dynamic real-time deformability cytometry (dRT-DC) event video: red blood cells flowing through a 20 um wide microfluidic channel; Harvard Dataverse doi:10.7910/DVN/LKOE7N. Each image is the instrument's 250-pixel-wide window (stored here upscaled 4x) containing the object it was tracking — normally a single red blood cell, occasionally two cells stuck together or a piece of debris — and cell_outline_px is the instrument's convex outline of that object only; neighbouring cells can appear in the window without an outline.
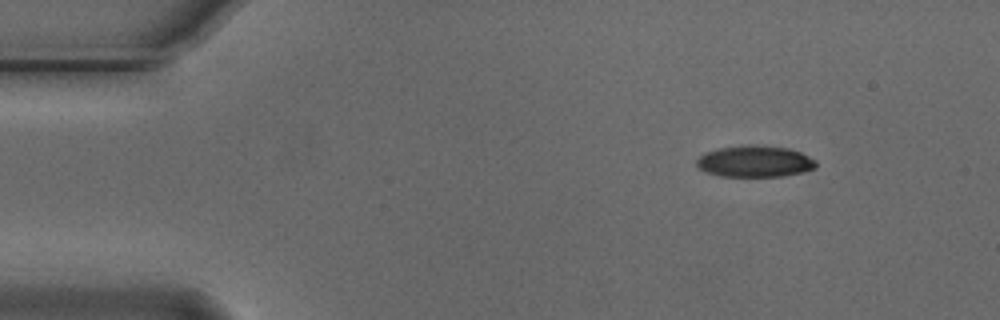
{"species": "Egyptian fruit bat (a non-hibernating species)", "species_latin": "Rousettus aegyptiacus", "temperature_condition": "cold", "stored_images_in_passage": 5, "camera_frame_rate_fps": 3000, "um_per_image_px": 0.085, "animal": {"sex": "male"}, "frame": {"image": 1, "passage_image": 1, "time_ms": 0.0, "image_size_px": [1000, 320], "cell_outline_px": [[816, 168], [804, 172], [784, 176], [720, 176], [704, 172], [696, 164], [696, 160], [700, 156], [708, 152], [720, 148], [788, 148], [800, 152], [816, 160]], "centroid_in_image_um": [64.19, 13.78], "position_along_channel_um": 20.8, "area_um2": 20.87}}
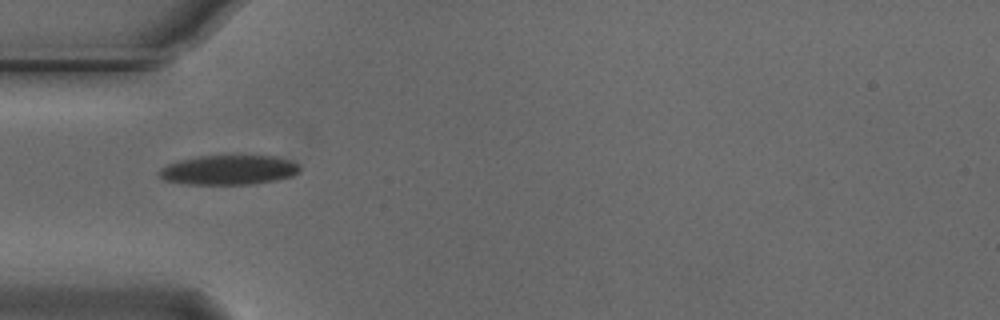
{"frame": {"image": 2, "passage_image": 4, "time_ms": 1.0, "image_size_px": [1000, 320], "cell_outline_px": [[300, 172], [292, 176], [276, 180], [252, 184], [188, 184], [164, 180], [156, 172], [160, 168], [168, 164], [180, 160], [200, 156], [276, 156], [292, 160], [300, 164]], "centroid_in_image_um": [19.47, 14.44], "position_along_channel_um": 65.5, "area_um2": 24.33}}
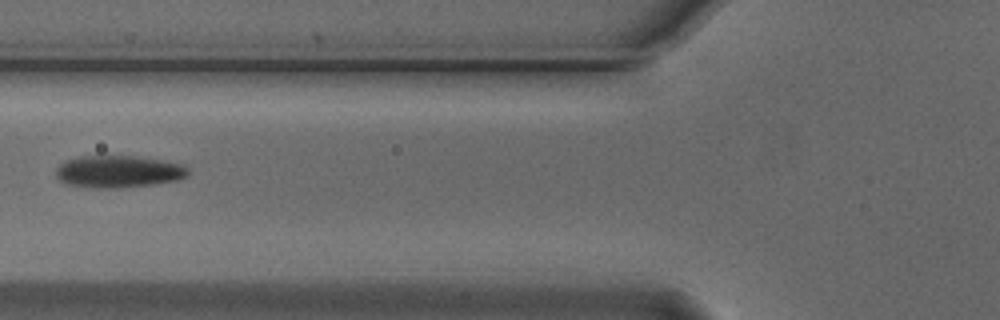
{"frame": {"image": 3, "passage_image": 5, "time_ms": 1.333, "image_size_px": [1000, 320], "cell_outline_px": [[192, 172], [188, 176], [180, 180], [152, 184], [116, 188], [92, 188], [64, 184], [56, 176], [56, 168], [64, 160], [80, 156], [132, 156], [160, 160], [184, 164]], "centroid_in_image_um": [10.08, 14.59], "position_along_channel_um": 115.7, "area_um2": 25.03}}